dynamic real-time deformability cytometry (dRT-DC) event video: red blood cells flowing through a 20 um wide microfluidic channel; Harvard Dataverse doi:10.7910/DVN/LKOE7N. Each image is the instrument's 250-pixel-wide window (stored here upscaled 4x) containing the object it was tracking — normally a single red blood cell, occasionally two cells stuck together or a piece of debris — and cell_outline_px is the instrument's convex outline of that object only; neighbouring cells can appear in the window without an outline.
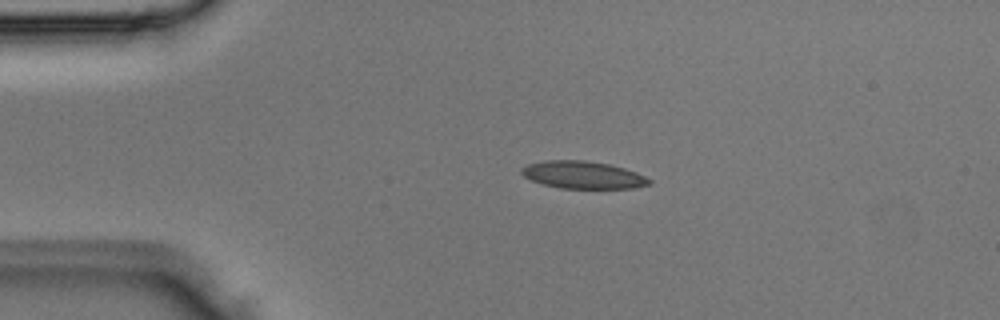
{"species": "Egyptian fruit bat (a non-hibernating species)", "species_latin": "Rousettus aegyptiacus", "temperature_condition": "room temperature", "stored_images_in_passage": 3, "camera_frame_rate_fps": 3000, "um_per_image_px": 0.085, "animal": {"sex": "male"}, "frame": {"image": 1, "passage_image": 2, "time_ms": 0.333, "image_size_px": [1000, 320], "cell_outline_px": [[652, 184], [632, 188], [560, 188], [544, 184], [532, 180], [524, 176], [520, 172], [520, 168], [528, 164], [544, 160], [584, 160], [608, 164], [624, 168], [636, 172], [652, 180]], "centroid_in_image_um": [49.55, 14.86], "position_along_channel_um": 35.5, "area_um2": 20.35}}